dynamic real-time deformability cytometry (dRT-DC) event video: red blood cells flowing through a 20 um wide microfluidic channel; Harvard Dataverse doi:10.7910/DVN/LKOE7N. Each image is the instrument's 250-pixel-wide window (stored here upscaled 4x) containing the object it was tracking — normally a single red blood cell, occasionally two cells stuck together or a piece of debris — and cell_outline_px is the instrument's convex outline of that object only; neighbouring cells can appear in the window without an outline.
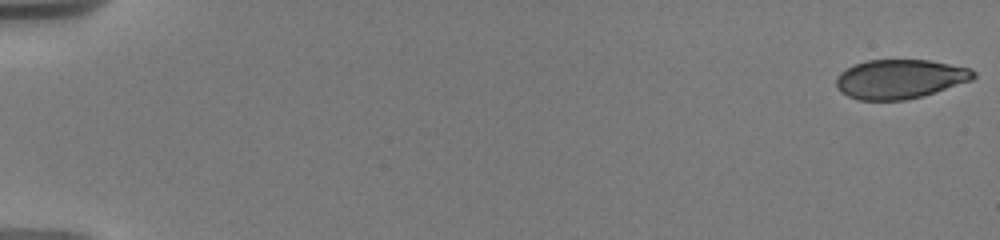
{"species": "human", "species_latin": "Homo sapiens", "temperature_condition": "warm", "stored_images_in_passage": 17, "camera_frame_rate_fps": 3000, "um_per_image_px": 0.085, "donor": {"sex": "male"}, "frame": {"image": 1, "passage_image": 1, "time_ms": 0.0, "image_size_px": [1000, 240], "cell_outline_px": [[976, 76], [972, 80], [920, 96], [904, 100], [860, 100], [848, 96], [840, 92], [836, 88], [836, 76], [840, 72], [856, 64], [868, 60], [928, 60], [972, 68], [976, 72]], "centroid_in_image_um": [76.48, 6.71], "position_along_channel_um": 8.5, "area_um2": 31.21}}
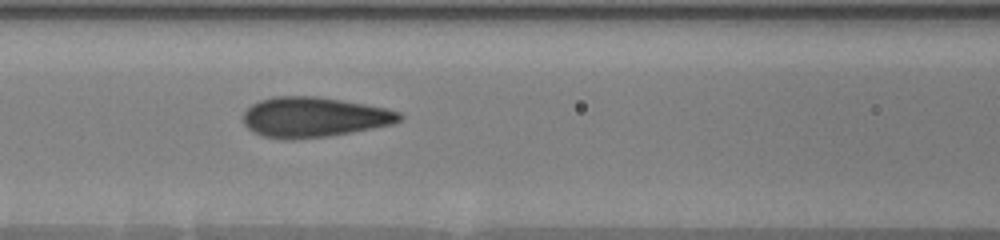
{"frame": {"image": 2, "passage_image": 15, "time_ms": 8.333, "image_size_px": [1000, 240], "cell_outline_px": [[404, 116], [400, 120], [392, 124], [372, 128], [328, 136], [292, 140], [284, 140], [264, 136], [252, 132], [244, 124], [244, 112], [252, 104], [260, 100], [272, 96], [316, 96], [364, 104], [384, 108], [400, 112]], "centroid_in_image_um": [26.65, 9.96], "position_along_channel_um": 140.0, "area_um2": 36.41}}
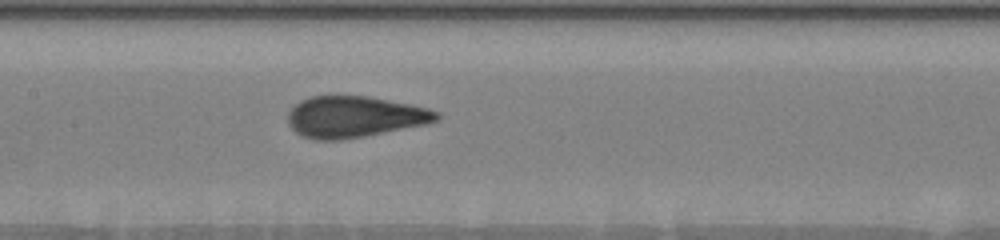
{"frame": {"image": 3, "passage_image": 17, "time_ms": 9.333, "image_size_px": [1000, 240], "cell_outline_px": [[440, 116], [436, 120], [424, 124], [364, 136], [340, 140], [312, 140], [296, 132], [288, 124], [288, 112], [300, 100], [312, 96], [368, 96], [412, 104], [428, 108], [440, 112]], "centroid_in_image_um": [30.12, 9.92], "position_along_channel_um": 177.3, "area_um2": 35.6}}